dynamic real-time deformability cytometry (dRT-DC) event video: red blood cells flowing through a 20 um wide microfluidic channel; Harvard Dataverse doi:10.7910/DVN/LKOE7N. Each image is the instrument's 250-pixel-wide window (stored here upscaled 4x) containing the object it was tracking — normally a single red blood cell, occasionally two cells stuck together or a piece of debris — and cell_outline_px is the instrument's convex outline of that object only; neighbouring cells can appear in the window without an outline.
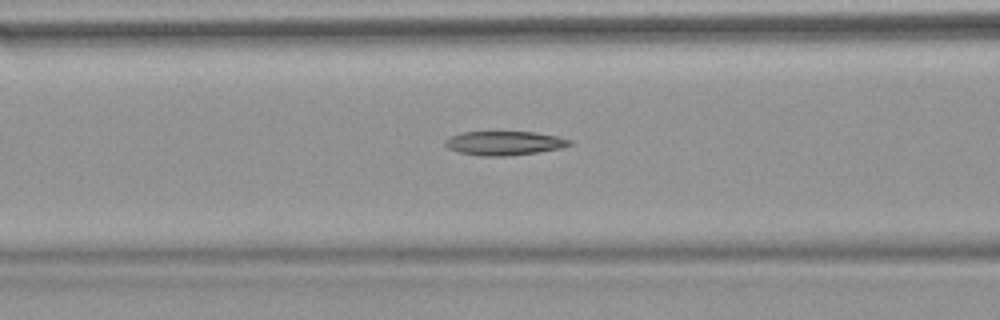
{"species": "common noctule bat (a hibernating species)", "species_latin": "Nyctalus noctula", "temperature_condition": "warm", "stored_images_in_passage": 52, "camera_frame_rate_fps": 3000, "um_per_image_px": 0.085, "animal": {"sex": "female", "body_mass_g": 18.4}, "frame": {"image": 1, "passage_image": 21, "time_ms": 6.667, "image_size_px": [1000, 320], "cell_outline_px": [[572, 144], [560, 148], [536, 152], [508, 156], [480, 156], [460, 152], [448, 148], [444, 144], [444, 140], [452, 136], [464, 132], [536, 132], [556, 136], [572, 140]], "centroid_in_image_um": [42.86, 12.17], "position_along_channel_um": 123.7, "area_um2": 17.28}}
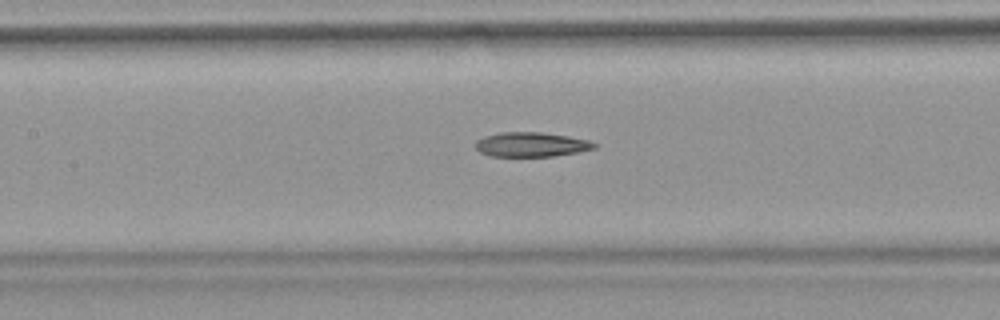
{"frame": {"image": 2, "passage_image": 24, "time_ms": 7.667, "image_size_px": [1000, 320], "cell_outline_px": [[596, 148], [580, 152], [552, 156], [492, 156], [480, 152], [476, 148], [476, 140], [484, 136], [500, 132], [540, 132], [568, 136], [588, 140], [596, 144]], "centroid_in_image_um": [45.16, 12.28], "position_along_channel_um": 162.2, "area_um2": 16.94}}
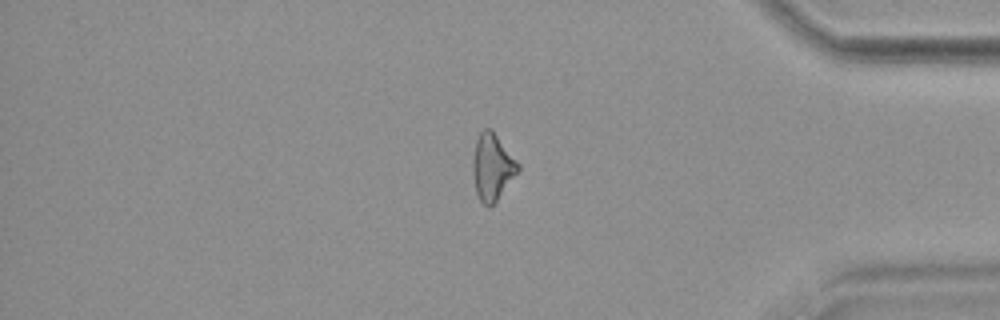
{"frame": {"image": 3, "passage_image": 44, "time_ms": 14.333, "image_size_px": [1000, 320], "cell_outline_px": [[520, 168], [496, 200], [488, 208], [480, 200], [476, 192], [472, 172], [472, 160], [476, 140], [480, 132], [484, 128], [492, 128], [520, 164]], "centroid_in_image_um": [41.83, 14.15], "position_along_channel_um": 393.4, "area_um2": 17.46}}